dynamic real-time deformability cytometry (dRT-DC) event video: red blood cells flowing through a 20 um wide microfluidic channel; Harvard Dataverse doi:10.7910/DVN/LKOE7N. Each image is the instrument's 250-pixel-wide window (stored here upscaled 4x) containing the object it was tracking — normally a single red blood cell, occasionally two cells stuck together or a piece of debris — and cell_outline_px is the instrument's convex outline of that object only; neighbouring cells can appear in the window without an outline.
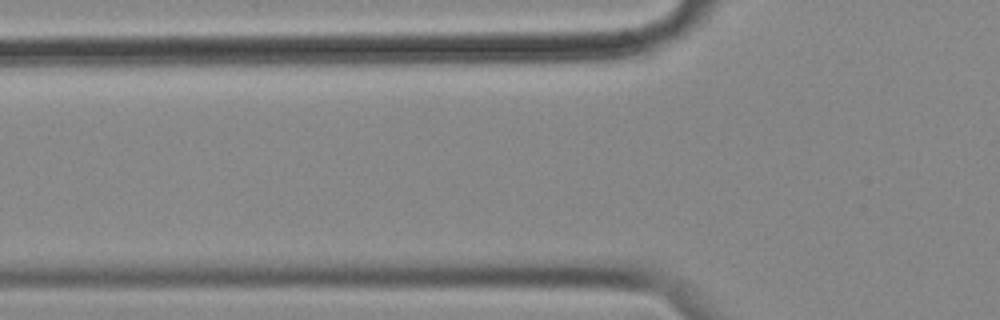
{"species": "common noctule bat (a hibernating species)", "species_latin": "Nyctalus noctula", "temperature_condition": "cold", "stored_images_in_passage": 3, "camera_frame_rate_fps": 3000, "um_per_image_px": 0.085, "animal": {"sex": "female", "body_mass_g": 18.4}, "frame": {"image": 1, "passage_image": 2, "time_ms": 0.333, "image_size_px": [1000, 320], "cell_outline_px": [[628, 44], [620, 56], [604, 60], [436, 64], [400, 60], [480, 48], [620, 44]], "centroid_in_image_um": [44.76, 4.63], "position_along_channel_um": 81.0, "area_um2": 20.69}}